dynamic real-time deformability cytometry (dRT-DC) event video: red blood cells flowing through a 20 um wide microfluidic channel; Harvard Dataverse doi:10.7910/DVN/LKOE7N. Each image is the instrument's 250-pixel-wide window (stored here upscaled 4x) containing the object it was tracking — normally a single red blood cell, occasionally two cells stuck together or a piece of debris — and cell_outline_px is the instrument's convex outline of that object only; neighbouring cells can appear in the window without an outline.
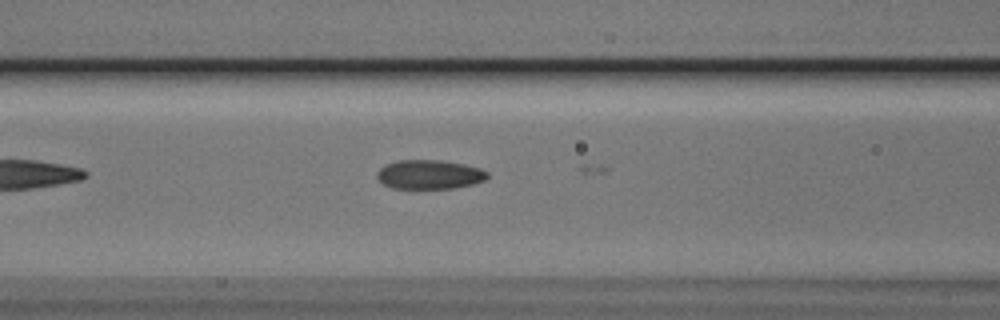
{"species": "Egyptian fruit bat (a non-hibernating species)", "species_latin": "Rousettus aegyptiacus", "temperature_condition": "cold", "stored_images_in_passage": 6, "camera_frame_rate_fps": 3000, "um_per_image_px": 0.085, "animal": {"sex": "male"}, "frame": {"image": 1, "passage_image": 5, "time_ms": 1.333, "image_size_px": [1000, 320], "cell_outline_px": [[488, 176], [484, 180], [472, 184], [452, 188], [392, 188], [384, 184], [376, 176], [376, 172], [384, 164], [400, 160], [440, 160], [480, 168], [488, 172]], "centroid_in_image_um": [36.46, 14.83], "position_along_channel_um": 130.1, "area_um2": 18.55}}